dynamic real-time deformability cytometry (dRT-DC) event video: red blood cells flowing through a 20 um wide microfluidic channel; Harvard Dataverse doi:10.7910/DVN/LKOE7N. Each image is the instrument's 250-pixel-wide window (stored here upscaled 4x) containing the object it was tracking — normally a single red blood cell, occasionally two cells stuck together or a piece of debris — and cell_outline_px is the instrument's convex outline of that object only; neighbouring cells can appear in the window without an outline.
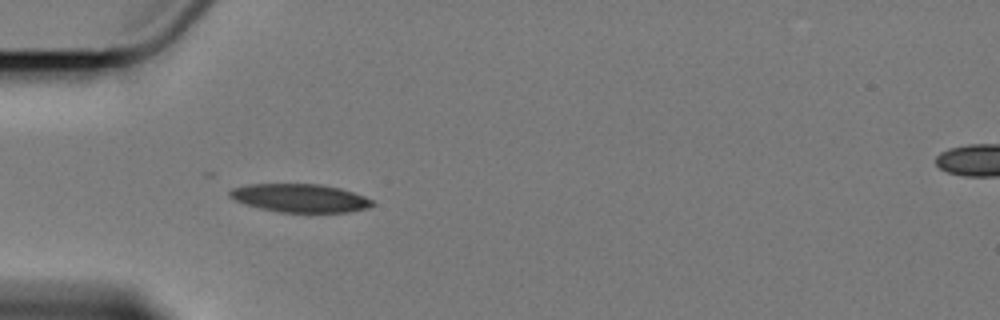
{"species": "Egyptian fruit bat (a non-hibernating species)", "species_latin": "Rousettus aegyptiacus", "temperature_condition": "cold", "stored_images_in_passage": 5, "camera_frame_rate_fps": 3000, "um_per_image_px": 0.085, "animal": {"sex": "female"}, "frame": {"image": 1, "passage_image": 5, "time_ms": 6.0, "image_size_px": [1000, 320], "cell_outline_px": [[376, 204], [368, 208], [348, 212], [280, 212], [260, 208], [236, 200], [228, 196], [228, 192], [232, 188], [248, 184], [320, 184], [340, 188], [364, 196], [372, 200]], "centroid_in_image_um": [25.52, 16.83], "position_along_channel_um": 59.5, "area_um2": 23.41}}